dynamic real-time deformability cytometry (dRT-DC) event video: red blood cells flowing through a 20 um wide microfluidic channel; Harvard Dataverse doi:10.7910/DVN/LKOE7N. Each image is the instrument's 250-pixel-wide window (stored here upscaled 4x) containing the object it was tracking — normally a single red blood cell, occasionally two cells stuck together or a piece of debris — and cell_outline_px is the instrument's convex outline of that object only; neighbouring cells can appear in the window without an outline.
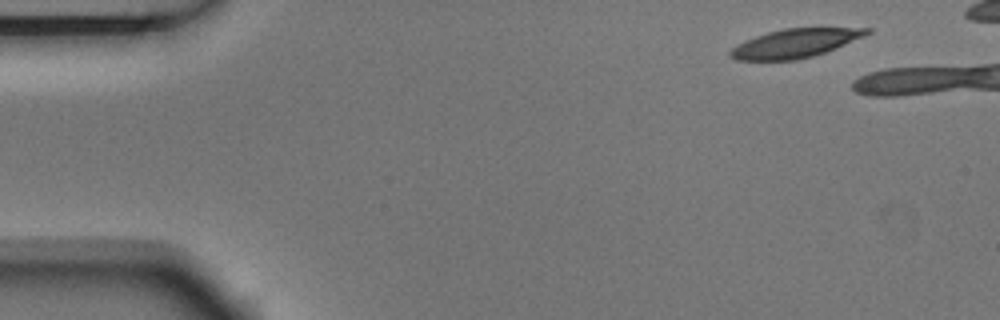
{"species": "Egyptian fruit bat (a non-hibernating species)", "species_latin": "Rousettus aegyptiacus", "temperature_condition": "room temperature", "stored_images_in_passage": 3, "camera_frame_rate_fps": 3000, "um_per_image_px": 0.085, "animal": {"sex": "male"}, "frame": {"image": 1, "passage_image": 1, "time_ms": 0.0, "image_size_px": [1000, 320], "cell_outline_px": [[872, 32], [864, 36], [836, 48], [812, 56], [796, 60], [736, 60], [728, 52], [732, 48], [756, 36], [768, 32], [784, 28], [872, 28]], "centroid_in_image_um": [67.62, 3.67], "position_along_channel_um": 17.4, "area_um2": 22.48}}